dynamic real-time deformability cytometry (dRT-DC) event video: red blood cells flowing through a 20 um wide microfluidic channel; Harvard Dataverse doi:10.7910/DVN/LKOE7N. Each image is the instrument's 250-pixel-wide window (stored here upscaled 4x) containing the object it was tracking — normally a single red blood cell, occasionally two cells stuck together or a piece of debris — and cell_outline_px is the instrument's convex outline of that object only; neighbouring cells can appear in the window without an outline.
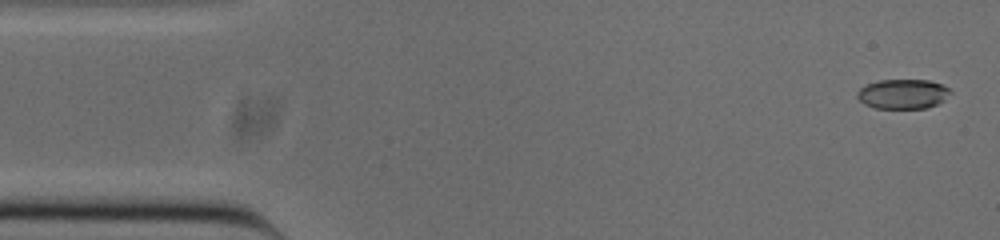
{"species": "common noctule bat (a hibernating species)", "species_latin": "Nyctalus noctula", "temperature_condition": "cold", "stored_images_in_passage": 52, "camera_frame_rate_fps": 3000, "um_per_image_px": 0.085, "animal": {"sex": "male", "body_mass_g": 20.0, "forearm_length_mm": 53.3}, "frame": {"image": 1, "passage_image": 2, "time_ms": 0.333, "image_size_px": [1000, 240], "cell_outline_px": [[952, 92], [944, 100], [936, 104], [924, 108], [876, 108], [864, 104], [856, 96], [856, 92], [860, 88], [868, 84], [880, 80], [928, 80], [940, 84], [948, 88]], "centroid_in_image_um": [76.73, 7.99], "position_along_channel_um": 8.3, "area_um2": 15.95}}
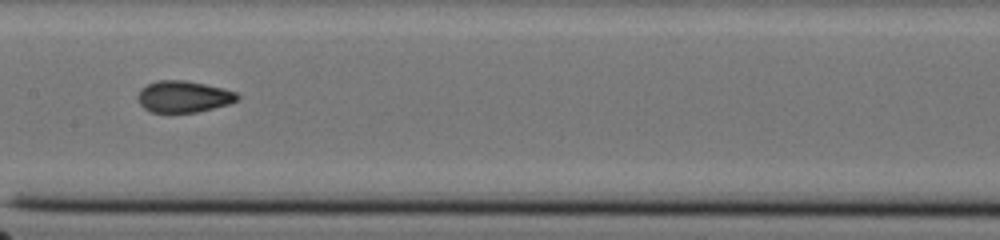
{"frame": {"image": 2, "passage_image": 25, "time_ms": 8.0, "image_size_px": [1000, 240], "cell_outline_px": [[240, 96], [236, 100], [228, 104], [196, 112], [152, 112], [144, 108], [140, 104], [136, 96], [140, 88], [156, 80], [184, 80], [204, 84], [236, 92]], "centroid_in_image_um": [15.55, 8.2], "position_along_channel_um": 191.9, "area_um2": 18.15}}
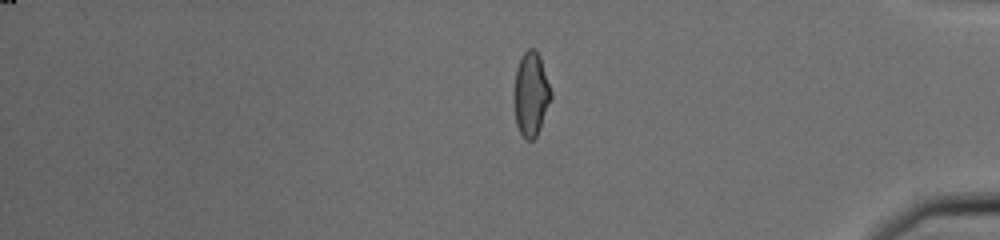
{"frame": {"image": 3, "passage_image": 43, "time_ms": 14.0, "image_size_px": [1000, 240], "cell_outline_px": [[552, 96], [540, 128], [536, 136], [532, 140], [528, 140], [520, 132], [516, 124], [516, 68], [520, 56], [528, 48], [536, 48], [540, 56], [552, 92]], "centroid_in_image_um": [45.17, 7.94], "position_along_channel_um": 390.0, "area_um2": 17.63}, "authors_computed_cell_mechanics": {"area_um2": 17.9469, "velocity_mm_per_s": 3.8542, "shape_relaxation_time_tau1_ms": 10.217, "shape_relaxation_time_tau2_ms": 1.0475, "deformation_change_tau1": 0.2995, "deformation_change_tau2": 0.0637}}